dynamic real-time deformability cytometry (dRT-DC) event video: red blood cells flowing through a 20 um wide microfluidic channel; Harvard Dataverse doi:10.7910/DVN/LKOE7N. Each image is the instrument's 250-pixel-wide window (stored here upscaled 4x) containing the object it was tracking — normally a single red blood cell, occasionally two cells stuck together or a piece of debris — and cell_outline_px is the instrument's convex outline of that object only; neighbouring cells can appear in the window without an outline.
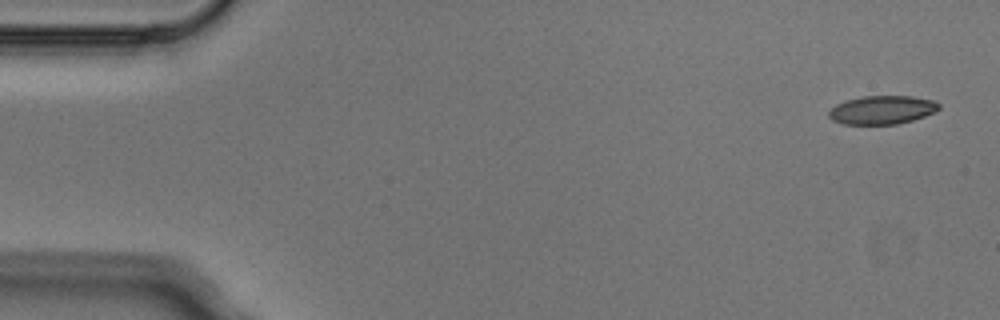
{"species": "Egyptian fruit bat (a non-hibernating species)", "species_latin": "Rousettus aegyptiacus", "temperature_condition": "cold", "stored_images_in_passage": 4, "camera_frame_rate_fps": 3000, "um_per_image_px": 0.085, "animal": {"sex": "male"}, "frame": {"image": 1, "passage_image": 1, "time_ms": 0.0, "image_size_px": [1000, 320], "cell_outline_px": [[940, 108], [936, 112], [912, 120], [896, 124], [844, 124], [832, 120], [828, 116], [828, 112], [836, 104], [848, 100], [864, 96], [912, 96], [932, 100], [940, 104]], "centroid_in_image_um": [74.99, 9.34], "position_along_channel_um": 10.0, "area_um2": 18.21}}
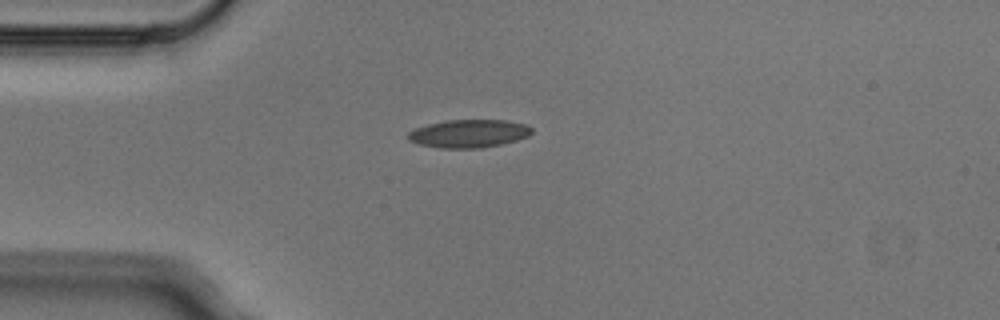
{"frame": {"image": 2, "passage_image": 4, "time_ms": 1.0, "image_size_px": [1000, 320], "cell_outline_px": [[532, 132], [528, 136], [516, 140], [500, 144], [480, 148], [440, 148], [420, 144], [408, 140], [408, 132], [416, 128], [428, 124], [448, 120], [504, 120], [528, 124], [532, 128]], "centroid_in_image_um": [39.87, 11.35], "position_along_channel_um": 45.1, "area_um2": 20.11}}